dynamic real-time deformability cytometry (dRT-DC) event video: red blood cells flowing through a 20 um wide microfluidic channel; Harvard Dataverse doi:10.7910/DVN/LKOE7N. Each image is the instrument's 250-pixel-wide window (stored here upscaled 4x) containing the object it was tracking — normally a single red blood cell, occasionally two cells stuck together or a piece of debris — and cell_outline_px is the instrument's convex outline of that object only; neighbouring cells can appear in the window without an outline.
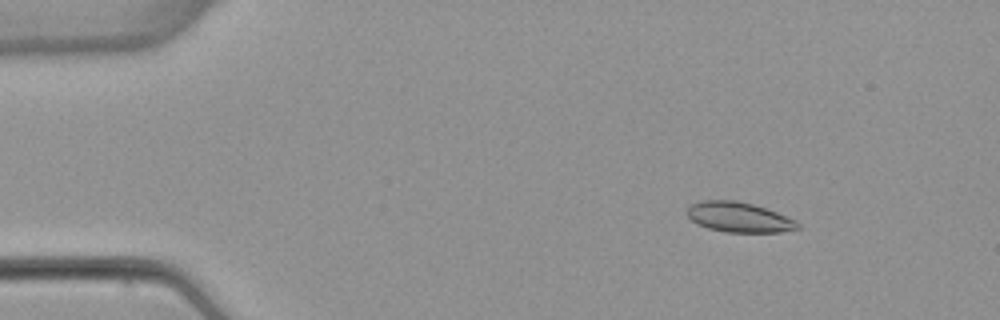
{"species": "common noctule bat (a hibernating species)", "species_latin": "Nyctalus noctula", "temperature_condition": "warm", "stored_images_in_passage": 51, "camera_frame_rate_fps": 3000, "um_per_image_px": 0.085, "animal": {"sex": "female", "body_mass_g": 22.7, "forearm_length_mm": 54.2}, "frame": {"image": 1, "passage_image": 6, "time_ms": 1.667, "image_size_px": [1000, 320], "cell_outline_px": [[800, 228], [780, 232], [724, 232], [708, 228], [696, 224], [684, 212], [692, 204], [700, 200], [736, 200], [752, 204], [776, 212], [796, 220], [800, 224]], "centroid_in_image_um": [62.78, 18.46], "position_along_channel_um": 22.2, "area_um2": 19.42}}
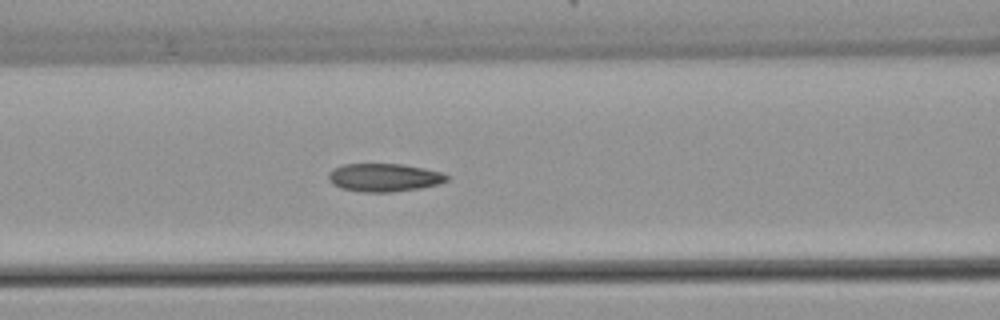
{"frame": {"image": 2, "passage_image": 21, "time_ms": 6.667, "image_size_px": [1000, 320], "cell_outline_px": [[448, 180], [440, 184], [420, 188], [392, 192], [360, 192], [340, 188], [332, 184], [328, 180], [328, 172], [332, 168], [344, 164], [404, 164], [444, 172], [448, 176]], "centroid_in_image_um": [32.64, 15.09], "position_along_channel_um": 134.0, "area_um2": 19.71}}
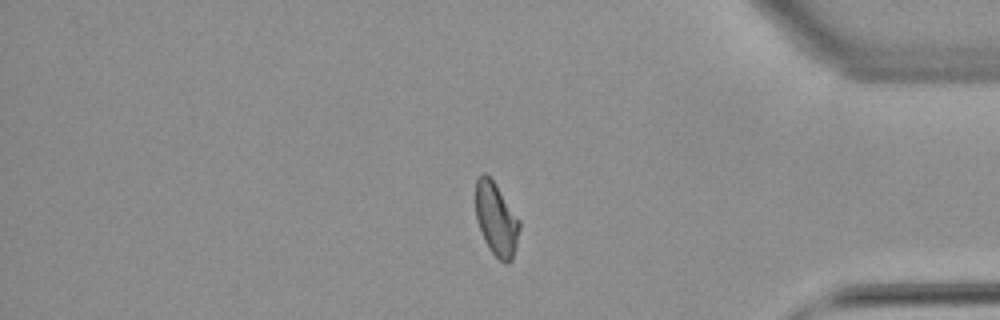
{"frame": {"image": 3, "passage_image": 43, "time_ms": 14.0, "image_size_px": [1000, 320], "cell_outline_px": [[520, 228], [512, 260], [508, 264], [504, 264], [488, 248], [484, 240], [476, 220], [476, 180], [484, 172], [492, 180], [520, 220]], "centroid_in_image_um": [42.18, 18.68], "position_along_channel_um": 393.0, "area_um2": 18.44}, "authors_computed_cell_mechanics": {"area_um2": 19.2474, "velocity_mm_per_s": 3.8898, "shape_relaxation_time_tau1_ms": null, "shape_relaxation_time_tau2_ms": 2.2105, "deformation_change_tau1": null, "deformation_change_tau2": 0.0602}}